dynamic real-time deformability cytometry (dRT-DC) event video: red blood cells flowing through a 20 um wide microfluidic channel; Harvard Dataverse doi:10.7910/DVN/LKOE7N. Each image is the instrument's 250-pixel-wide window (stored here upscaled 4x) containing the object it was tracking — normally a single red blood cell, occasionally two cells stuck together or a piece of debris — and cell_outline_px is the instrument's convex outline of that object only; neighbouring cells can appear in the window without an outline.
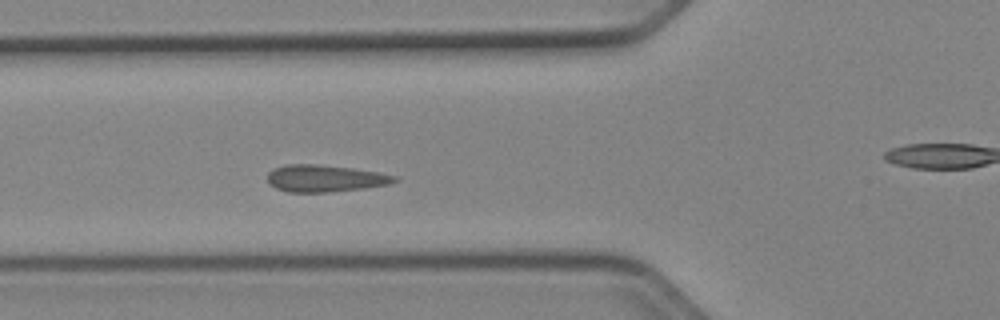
{"species": "Egyptian fruit bat (a non-hibernating species)", "species_latin": "Rousettus aegyptiacus", "temperature_condition": "cold", "stored_images_in_passage": 48, "camera_frame_rate_fps": 3000, "um_per_image_px": 0.085, "animal": {"sex": "female"}, "frame": {"image": 1, "passage_image": 14, "time_ms": 4.333, "image_size_px": [1000, 320], "cell_outline_px": [[400, 180], [388, 184], [364, 188], [328, 192], [288, 192], [276, 188], [268, 184], [268, 172], [272, 168], [284, 164], [316, 164], [352, 168], [380, 172], [396, 176]], "centroid_in_image_um": [27.6, 15.15], "position_along_channel_um": 98.2, "area_um2": 20.11}}
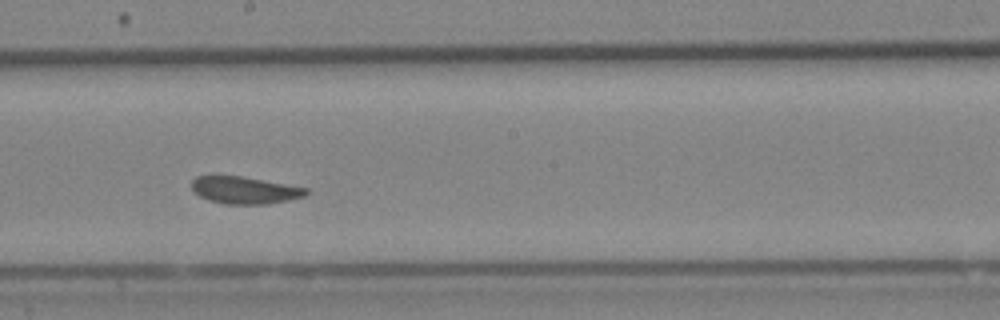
{"frame": {"image": 2, "passage_image": 24, "time_ms": 7.667, "image_size_px": [1000, 320], "cell_outline_px": [[308, 192], [304, 196], [288, 200], [264, 204], [224, 204], [208, 200], [192, 192], [192, 180], [196, 176], [240, 176], [308, 188]], "centroid_in_image_um": [20.76, 16.17], "position_along_channel_um": 227.4, "area_um2": 17.98}}
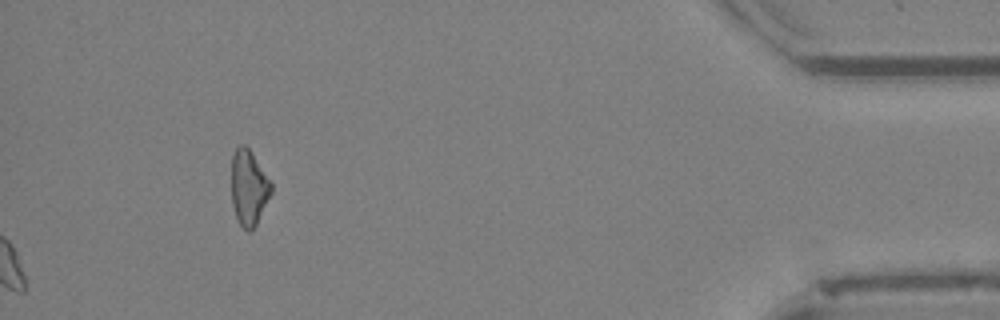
{"frame": {"image": 3, "passage_image": 48, "time_ms": 15.667, "image_size_px": [1000, 320], "cell_outline_px": [[272, 192], [252, 232], [248, 232], [240, 224], [236, 216], [232, 204], [232, 156], [236, 148], [240, 144], [244, 144], [252, 152], [272, 184]], "centroid_in_image_um": [21.14, 15.95], "position_along_channel_um": 414.1, "area_um2": 17.34}, "authors_computed_cell_mechanics": {"area_um2": 18.8717, "velocity_mm_per_s": 3.8902, "shape_relaxation_time_tau1_ms": 7.4622, "shape_relaxation_time_tau2_ms": null, "deformation_change_tau1": 0.0787, "deformation_change_tau2": null}}